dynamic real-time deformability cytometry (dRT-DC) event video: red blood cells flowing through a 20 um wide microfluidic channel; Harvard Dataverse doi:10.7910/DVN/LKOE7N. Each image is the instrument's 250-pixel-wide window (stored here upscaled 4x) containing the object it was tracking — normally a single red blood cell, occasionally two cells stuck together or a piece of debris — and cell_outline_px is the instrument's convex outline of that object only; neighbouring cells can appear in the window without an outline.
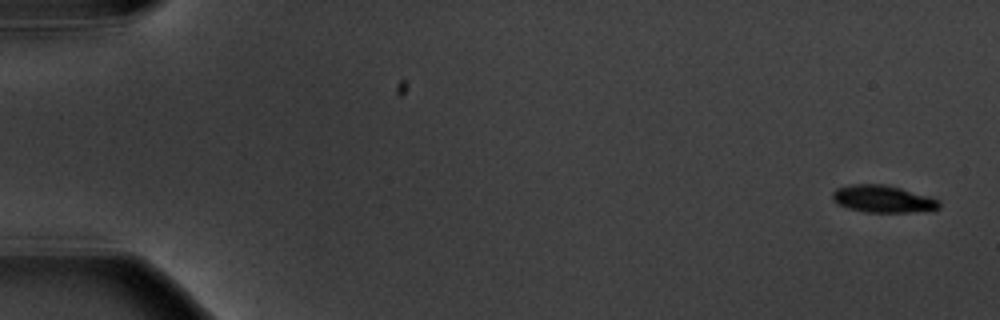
{"species": "common noctule bat (a hibernating species)", "species_latin": "Nyctalus noctula", "temperature_condition": "warm", "stored_images_in_passage": 8, "camera_frame_rate_fps": 3000, "um_per_image_px": 0.085, "animal": {"sex": "male", "body_mass_g": 20.1, "forearm_length_mm": 53.5}, "frame": {"image": 1, "passage_image": 1, "time_ms": 0.0, "image_size_px": [1000, 320], "cell_outline_px": [[940, 208], [908, 212], [864, 212], [848, 208], [836, 204], [832, 200], [832, 192], [836, 188], [848, 184], [884, 184], [900, 188], [928, 196], [940, 200]], "centroid_in_image_um": [74.97, 16.9], "position_along_channel_um": 10.0, "area_um2": 16.94}}
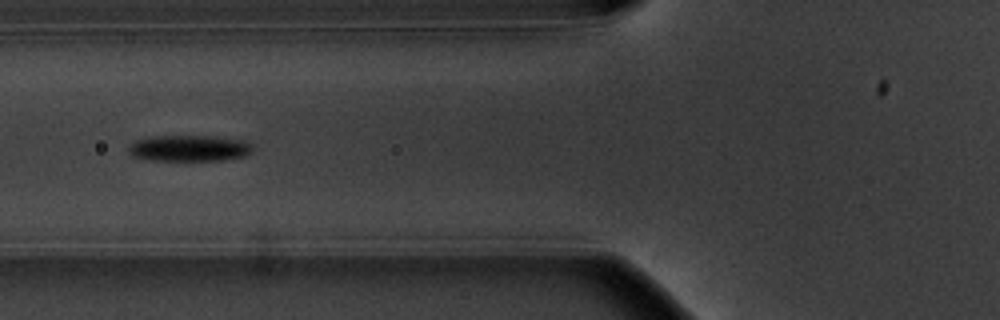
{"frame": {"image": 2, "passage_image": 7, "time_ms": 7.0, "image_size_px": [1000, 320], "cell_outline_px": [[252, 152], [244, 156], [224, 160], [152, 160], [132, 156], [128, 148], [136, 140], [152, 136], [216, 136], [244, 140], [252, 144]], "centroid_in_image_um": [16.13, 12.59], "position_along_channel_um": 109.7, "area_um2": 18.9}}
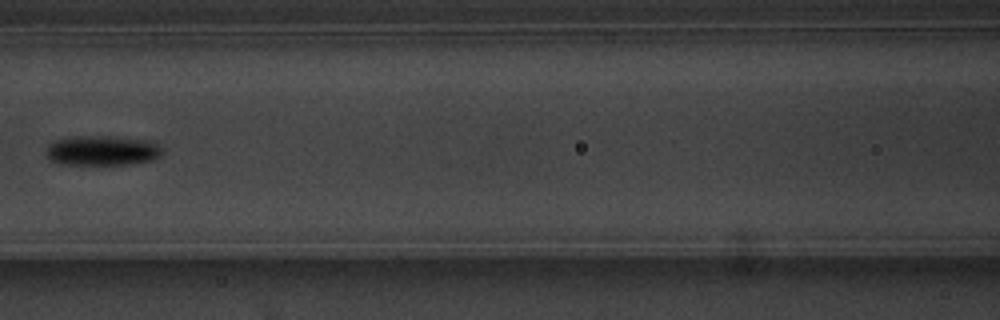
{"frame": {"image": 3, "passage_image": 8, "time_ms": 8.333, "image_size_px": [1000, 320], "cell_outline_px": [[160, 156], [152, 160], [128, 164], [64, 164], [52, 160], [48, 156], [48, 144], [56, 140], [72, 136], [116, 136], [152, 140], [160, 148]], "centroid_in_image_um": [8.72, 12.77], "position_along_channel_um": 157.9, "area_um2": 20.06}}